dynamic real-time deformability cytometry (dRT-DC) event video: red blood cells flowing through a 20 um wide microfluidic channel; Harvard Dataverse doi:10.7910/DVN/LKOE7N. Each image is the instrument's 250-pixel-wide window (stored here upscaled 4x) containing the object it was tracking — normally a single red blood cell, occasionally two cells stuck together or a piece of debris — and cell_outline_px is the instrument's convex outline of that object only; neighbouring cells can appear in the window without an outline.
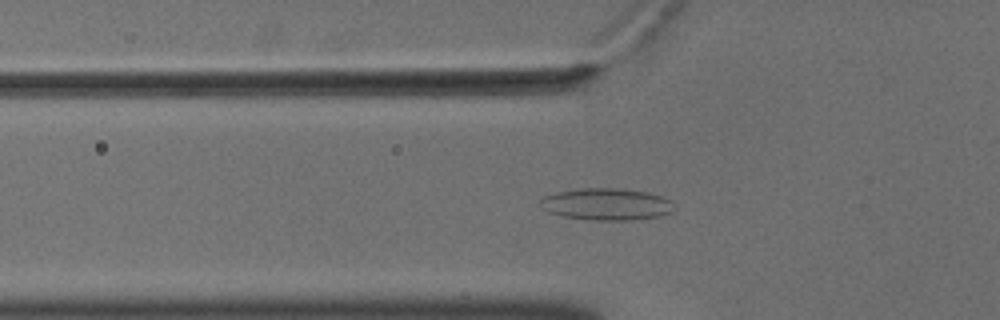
{"species": "common noctule bat (a hibernating species)", "species_latin": "Nyctalus noctula", "temperature_condition": "cold", "stored_images_in_passage": 55, "camera_frame_rate_fps": 3000, "um_per_image_px": 0.085, "animal": {"sex": "male", "body_mass_g": 18.8}, "frame": {"image": 1, "passage_image": 19, "time_ms": 6.0, "image_size_px": [1000, 320], "cell_outline_px": [[676, 208], [672, 212], [660, 216], [632, 220], [588, 220], [564, 216], [548, 212], [544, 208], [540, 200], [544, 196], [556, 192], [584, 188], [616, 188], [648, 192], [672, 200]], "centroid_in_image_um": [51.61, 17.36], "position_along_channel_um": 74.2, "area_um2": 24.91}}
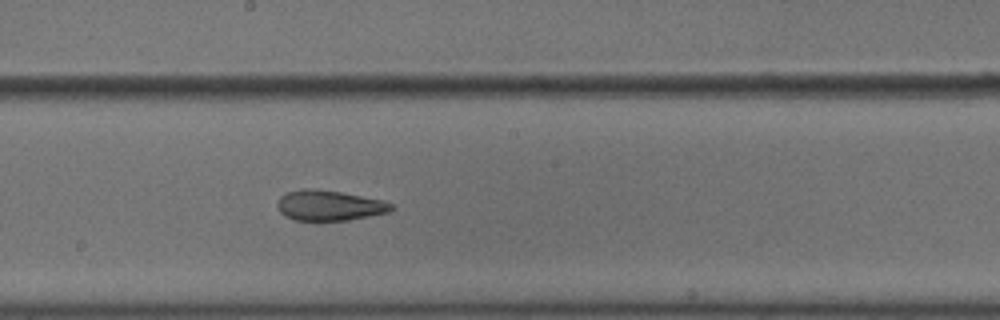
{"frame": {"image": 2, "passage_image": 31, "time_ms": 10.0, "image_size_px": [1000, 320], "cell_outline_px": [[396, 208], [388, 212], [348, 220], [292, 220], [284, 216], [276, 208], [276, 204], [280, 196], [288, 192], [304, 188], [312, 188], [340, 192], [384, 200], [392, 204]], "centroid_in_image_um": [27.96, 17.46], "position_along_channel_um": 220.2, "area_um2": 20.23}}
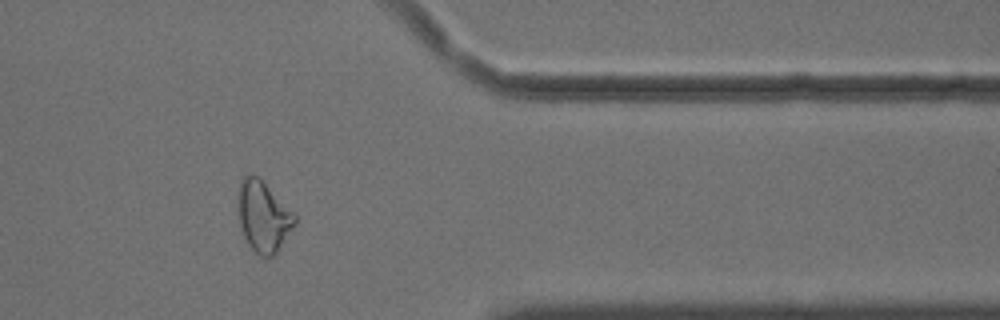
{"frame": {"image": 3, "passage_image": 46, "time_ms": 15.0, "image_size_px": [1000, 320], "cell_outline_px": [[296, 224], [276, 252], [268, 260], [260, 256], [248, 244], [240, 228], [236, 212], [236, 196], [240, 180], [248, 172], [256, 176], [296, 216]], "centroid_in_image_um": [22.3, 18.41], "position_along_channel_um": 389.1, "area_um2": 23.47}, "authors_computed_cell_mechanics": {"area_um2": 24.1026, "velocity_mm_per_s": 3.6314, "shape_relaxation_time_tau1_ms": null, "shape_relaxation_time_tau2_ms": 3.4444, "deformation_change_tau1": null, "deformation_change_tau2": 0.1166}}